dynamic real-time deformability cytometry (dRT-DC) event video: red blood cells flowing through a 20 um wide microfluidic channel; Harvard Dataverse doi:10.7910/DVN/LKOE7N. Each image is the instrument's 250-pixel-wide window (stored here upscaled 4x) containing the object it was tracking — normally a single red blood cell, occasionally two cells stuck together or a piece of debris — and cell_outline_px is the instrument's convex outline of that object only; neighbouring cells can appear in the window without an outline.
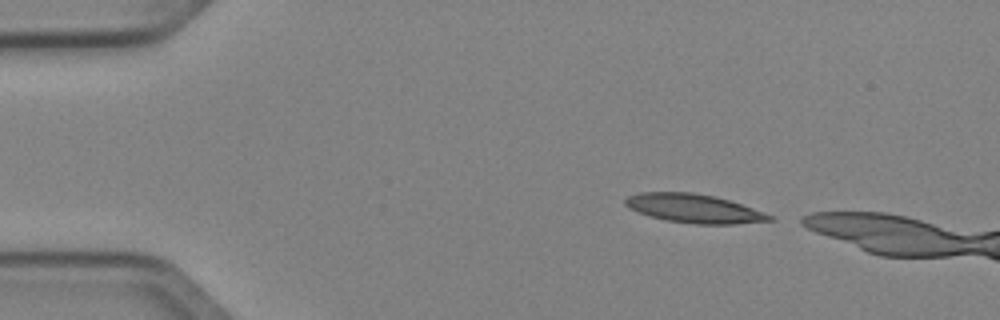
{"species": "Egyptian fruit bat (a non-hibernating species)", "species_latin": "Rousettus aegyptiacus", "temperature_condition": "cold", "stored_images_in_passage": 7, "camera_frame_rate_fps": 3000, "um_per_image_px": 0.085, "animal": {"sex": "female"}, "frame": {"image": 1, "passage_image": 1, "time_ms": 0.0, "image_size_px": [1000, 320], "cell_outline_px": [[776, 220], [736, 224], [696, 224], [664, 220], [648, 216], [628, 208], [624, 204], [624, 200], [628, 196], [640, 192], [692, 192], [716, 196], [776, 216]], "centroid_in_image_um": [58.99, 17.72], "position_along_channel_um": 26.0, "area_um2": 24.39}}